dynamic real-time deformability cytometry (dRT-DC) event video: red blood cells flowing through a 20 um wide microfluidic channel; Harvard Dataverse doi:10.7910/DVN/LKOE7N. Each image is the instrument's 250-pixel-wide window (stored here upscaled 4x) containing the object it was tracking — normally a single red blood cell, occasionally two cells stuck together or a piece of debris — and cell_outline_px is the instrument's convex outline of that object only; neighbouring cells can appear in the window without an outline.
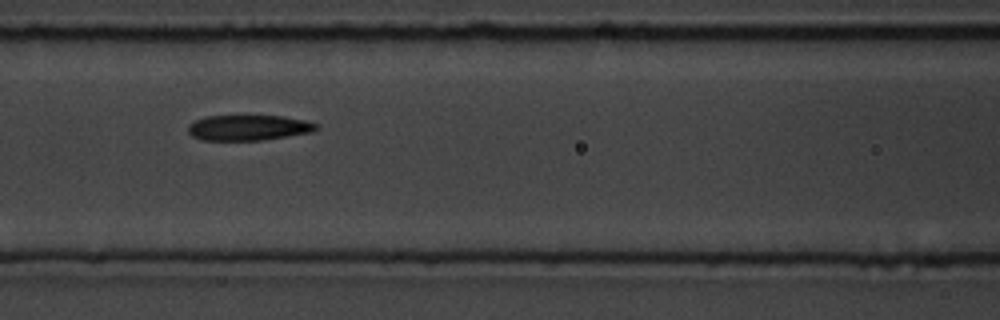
{"species": "common noctule bat (a hibernating species)", "species_latin": "Nyctalus noctula", "temperature_condition": "room temperature", "stored_images_in_passage": 15, "camera_frame_rate_fps": 3000, "um_per_image_px": 0.085, "animal": {"sex": "male", "body_mass_g": 19.5, "forearm_length_mm": 54.6}, "frame": {"image": 1, "passage_image": 7, "time_ms": 7.667, "image_size_px": [1000, 320], "cell_outline_px": [[320, 128], [312, 132], [288, 136], [260, 140], [200, 140], [192, 136], [188, 132], [188, 124], [204, 116], [284, 116], [304, 120], [320, 124]], "centroid_in_image_um": [21.13, 10.85], "position_along_channel_um": 145.5, "area_um2": 19.13}}
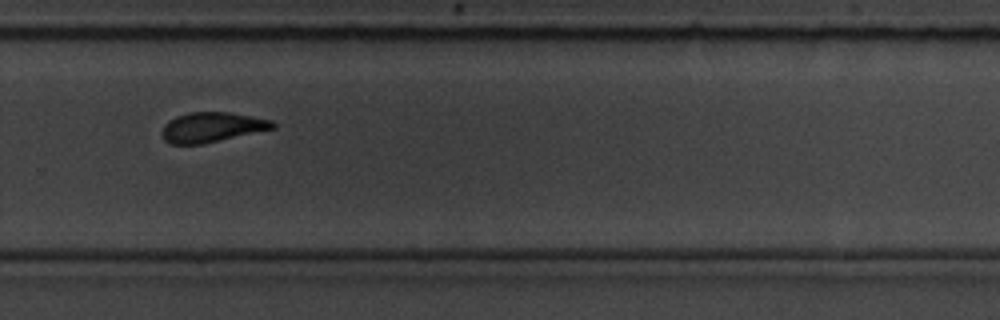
{"frame": {"image": 2, "passage_image": 11, "time_ms": 12.333, "image_size_px": [1000, 320], "cell_outline_px": [[276, 128], [204, 144], [172, 144], [164, 140], [164, 124], [168, 120], [176, 116], [188, 112], [228, 112], [272, 120], [276, 124]], "centroid_in_image_um": [18.03, 10.81], "position_along_channel_um": 311.8, "area_um2": 19.25}}
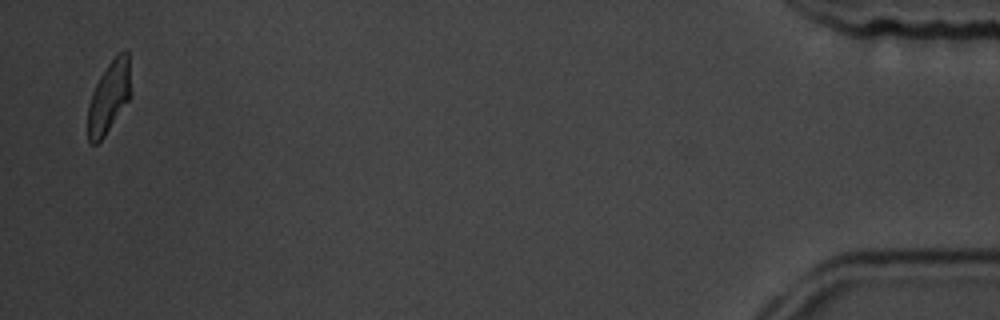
{"frame": {"image": 3, "passage_image": 15, "time_ms": 18.0, "image_size_px": [1000, 320], "cell_outline_px": [[132, 96], [104, 136], [96, 144], [92, 144], [88, 140], [88, 104], [92, 92], [100, 76], [108, 64], [124, 48], [128, 52], [132, 92]], "centroid_in_image_um": [9.29, 8.23], "position_along_channel_um": 425.9, "area_um2": 18.09}, "authors_computed_cell_mechanics": {"area_um2": 19.2474, "velocity_mm_per_s": 3.5636, "shape_relaxation_time_tau1_ms": null, "shape_relaxation_time_tau2_ms": 2.8336, "deformation_change_tau1": null, "deformation_change_tau2": 0.1123}}